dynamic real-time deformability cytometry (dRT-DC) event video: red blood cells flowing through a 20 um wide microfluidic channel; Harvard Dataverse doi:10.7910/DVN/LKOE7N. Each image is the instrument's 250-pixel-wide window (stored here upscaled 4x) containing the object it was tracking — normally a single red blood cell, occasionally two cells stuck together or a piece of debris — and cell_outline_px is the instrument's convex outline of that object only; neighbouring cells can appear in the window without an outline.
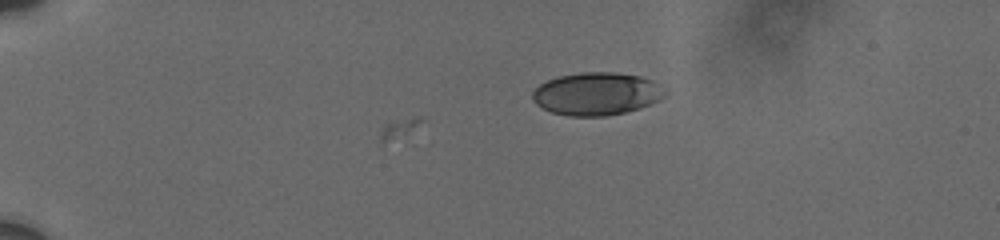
{"species": "human", "species_latin": "Homo sapiens", "temperature_condition": "cold", "stored_images_in_passage": 6, "camera_frame_rate_fps": 3000, "um_per_image_px": 0.085, "donor": {"sex": "male"}, "frame": {"image": 1, "passage_image": 6, "time_ms": 5.0, "image_size_px": [1000, 240], "cell_outline_px": [[668, 92], [660, 100], [640, 108], [624, 112], [604, 116], [568, 116], [552, 112], [536, 104], [532, 100], [532, 92], [540, 84], [556, 76], [580, 72], [616, 72], [640, 76], [652, 80], [668, 88]], "centroid_in_image_um": [50.75, 7.96], "position_along_channel_um": 34.3, "area_um2": 33.35}}